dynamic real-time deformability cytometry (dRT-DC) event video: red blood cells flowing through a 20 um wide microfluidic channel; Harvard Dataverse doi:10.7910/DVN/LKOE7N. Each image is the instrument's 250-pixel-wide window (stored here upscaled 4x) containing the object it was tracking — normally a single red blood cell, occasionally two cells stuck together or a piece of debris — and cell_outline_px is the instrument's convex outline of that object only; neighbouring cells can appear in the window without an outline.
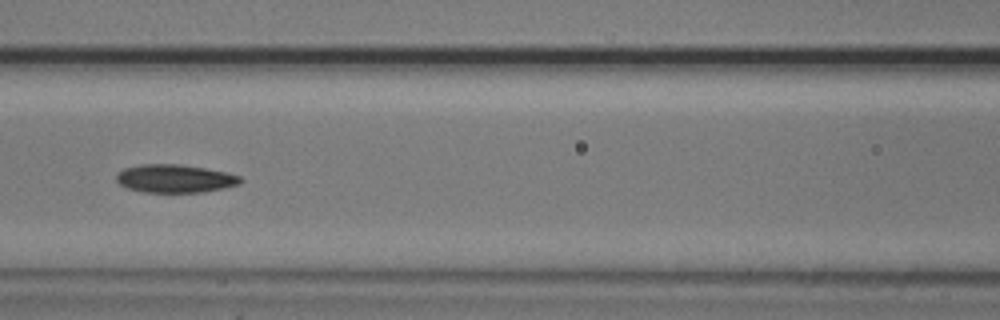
{"species": "common noctule bat (a hibernating species)", "species_latin": "Nyctalus noctula", "temperature_condition": "cold", "stored_images_in_passage": 9, "camera_frame_rate_fps": 3000, "um_per_image_px": 0.085, "animal": {"sex": "male", "body_mass_g": 20.5, "forearm_length_mm": 52.5}, "frame": {"image": 1, "passage_image": 6, "time_ms": 6.0, "image_size_px": [1000, 320], "cell_outline_px": [[244, 180], [240, 184], [224, 188], [204, 192], [144, 192], [128, 188], [120, 184], [116, 180], [116, 176], [124, 168], [140, 164], [180, 164], [228, 172], [240, 176]], "centroid_in_image_um": [14.91, 15.17], "position_along_channel_um": 151.7, "area_um2": 20.4}}